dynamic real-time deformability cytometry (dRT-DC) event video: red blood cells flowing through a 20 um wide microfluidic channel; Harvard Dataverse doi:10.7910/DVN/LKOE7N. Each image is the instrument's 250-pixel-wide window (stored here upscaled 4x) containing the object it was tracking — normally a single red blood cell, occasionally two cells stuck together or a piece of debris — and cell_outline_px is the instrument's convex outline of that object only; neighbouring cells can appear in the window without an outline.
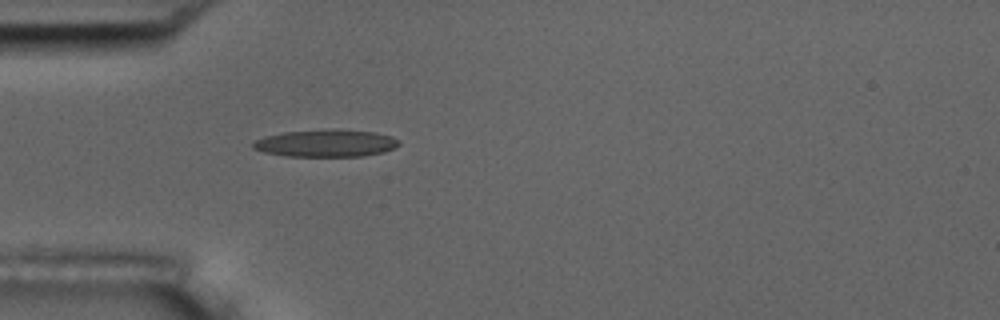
{"species": "common noctule bat (a hibernating species)", "species_latin": "Nyctalus noctula", "temperature_condition": "room temperature", "stored_images_in_passage": 39, "camera_frame_rate_fps": 3000, "um_per_image_px": 0.085, "animal": {"sex": "male", "body_mass_g": 17.5, "forearm_length_mm": 52.3}, "frame": {"image": 1, "passage_image": 1, "time_ms": 0.0, "image_size_px": [1000, 320], "cell_outline_px": [[400, 144], [384, 152], [364, 156], [288, 156], [264, 152], [252, 148], [252, 144], [256, 140], [264, 136], [284, 132], [336, 128], [340, 128], [376, 132], [392, 136], [400, 140]], "centroid_in_image_um": [27.74, 12.16], "position_along_channel_um": 57.3, "area_um2": 23.47}}
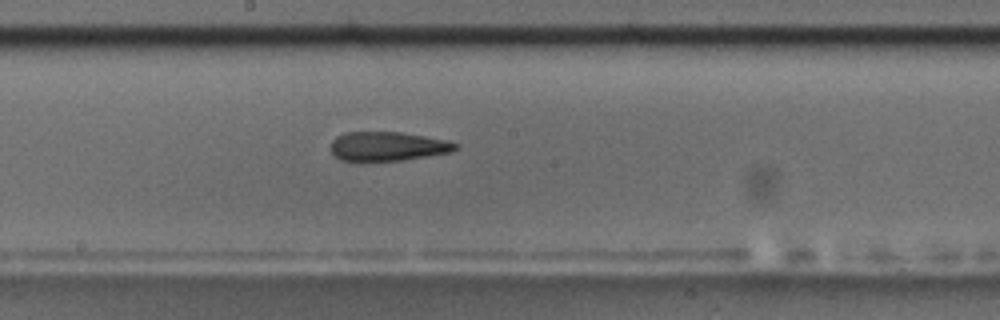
{"frame": {"image": 2, "passage_image": 14, "time_ms": 4.333, "image_size_px": [1000, 320], "cell_outline_px": [[460, 148], [452, 152], [400, 160], [340, 160], [332, 152], [332, 140], [336, 136], [344, 132], [400, 132], [424, 136], [444, 140], [460, 144]], "centroid_in_image_um": [32.98, 12.42], "position_along_channel_um": 215.2, "area_um2": 20.92}}
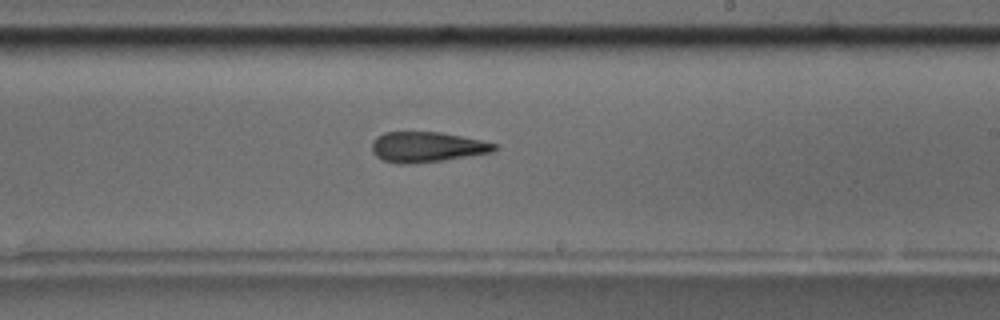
{"frame": {"image": 3, "passage_image": 17, "time_ms": 5.333, "image_size_px": [1000, 320], "cell_outline_px": [[496, 148], [492, 152], [444, 160], [408, 164], [396, 164], [384, 160], [376, 156], [372, 152], [372, 140], [376, 136], [384, 132], [440, 132], [480, 140], [496, 144]], "centroid_in_image_um": [36.23, 12.49], "position_along_channel_um": 252.8, "area_um2": 21.56}, "authors_computed_cell_mechanics": {"area_um2": 22.1952, "velocity_mm_per_s": 3.7523, "shape_relaxation_time_tau1_ms": null, "shape_relaxation_time_tau2_ms": 4.5628, "deformation_change_tau1": null, "deformation_change_tau2": 0.1672}}